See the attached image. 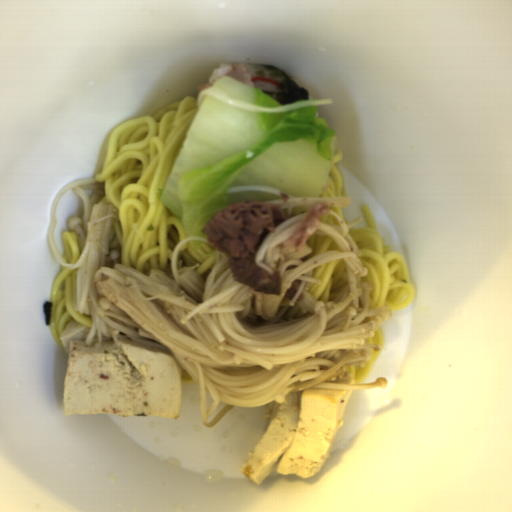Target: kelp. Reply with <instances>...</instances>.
<instances>
[{"instance_id":"kelp-1","label":"kelp","mask_w":512,"mask_h":512,"mask_svg":"<svg viewBox=\"0 0 512 512\" xmlns=\"http://www.w3.org/2000/svg\"><path fill=\"white\" fill-rule=\"evenodd\" d=\"M261 66L271 71L274 78H283V81L277 84L280 90L275 100L279 104L278 107L290 106L295 102H308L309 90L297 85L284 70L274 64H263Z\"/></svg>"},{"instance_id":"kelp-2","label":"kelp","mask_w":512,"mask_h":512,"mask_svg":"<svg viewBox=\"0 0 512 512\" xmlns=\"http://www.w3.org/2000/svg\"><path fill=\"white\" fill-rule=\"evenodd\" d=\"M43 311L45 315V321L47 327H49L50 319H51V302L45 301L43 304Z\"/></svg>"}]
</instances>
